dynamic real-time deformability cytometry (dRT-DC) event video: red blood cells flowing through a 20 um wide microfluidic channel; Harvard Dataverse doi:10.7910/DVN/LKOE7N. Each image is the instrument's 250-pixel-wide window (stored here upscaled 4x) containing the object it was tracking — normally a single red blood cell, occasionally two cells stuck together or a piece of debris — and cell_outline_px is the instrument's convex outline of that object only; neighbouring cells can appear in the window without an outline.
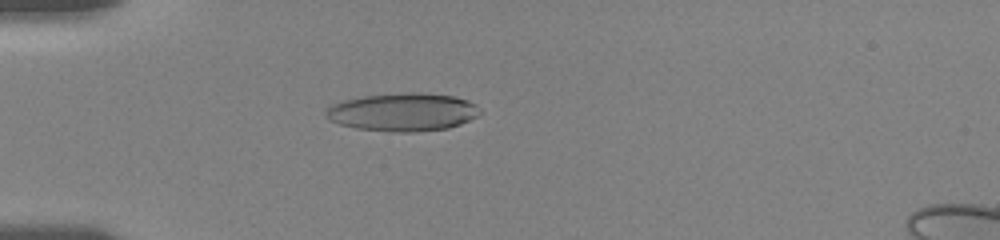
{"species": "human", "species_latin": "Homo sapiens", "temperature_condition": "room temperature", "stored_images_in_passage": 57, "camera_frame_rate_fps": 3000, "um_per_image_px": 0.085, "donor": {"sex": "female"}, "frame": {"image": 1, "passage_image": 27, "time_ms": 5.333, "image_size_px": [1000, 240], "cell_outline_px": [[480, 112], [476, 116], [460, 124], [448, 128], [416, 132], [392, 132], [356, 128], [340, 124], [328, 120], [324, 116], [324, 112], [332, 104], [344, 100], [364, 96], [412, 92], [416, 92], [452, 96], [468, 100], [476, 104]], "centroid_in_image_um": [34.21, 9.53], "position_along_channel_um": 50.8, "area_um2": 34.1}}
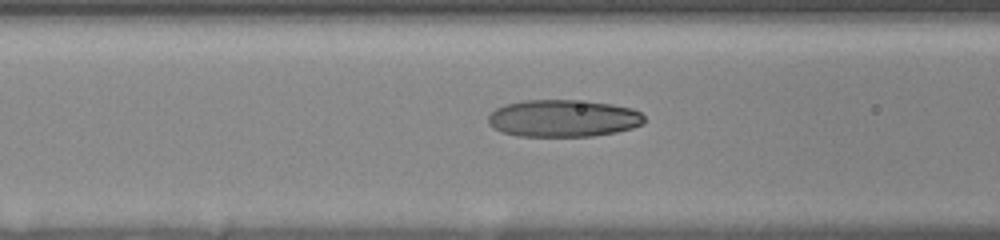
{"frame": {"image": 2, "passage_image": 38, "time_ms": 7.667, "image_size_px": [1000, 240], "cell_outline_px": [[644, 124], [632, 128], [616, 132], [592, 136], [516, 136], [500, 132], [488, 124], [488, 116], [496, 108], [504, 104], [524, 100], [572, 100], [612, 104], [632, 108], [640, 112], [644, 116]], "centroid_in_image_um": [47.85, 10.06], "position_along_channel_um": 118.7, "area_um2": 33.99}}
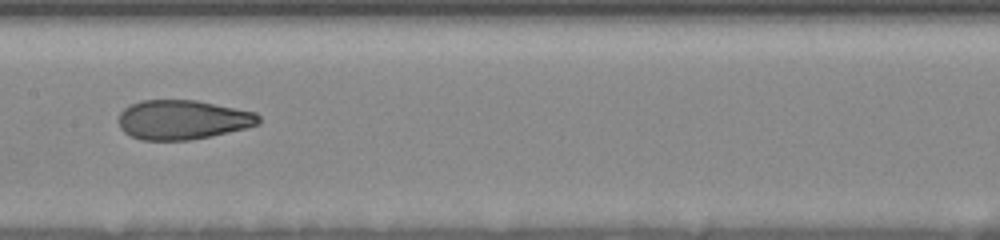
{"frame": {"image": 3, "passage_image": 56, "time_ms": 9.667, "image_size_px": [1000, 240], "cell_outline_px": [[260, 124], [212, 136], [188, 140], [140, 140], [124, 132], [120, 128], [120, 112], [124, 108], [140, 100], [196, 100], [256, 112], [260, 116]], "centroid_in_image_um": [15.53, 10.17], "position_along_channel_um": 191.9, "area_um2": 32.14}}